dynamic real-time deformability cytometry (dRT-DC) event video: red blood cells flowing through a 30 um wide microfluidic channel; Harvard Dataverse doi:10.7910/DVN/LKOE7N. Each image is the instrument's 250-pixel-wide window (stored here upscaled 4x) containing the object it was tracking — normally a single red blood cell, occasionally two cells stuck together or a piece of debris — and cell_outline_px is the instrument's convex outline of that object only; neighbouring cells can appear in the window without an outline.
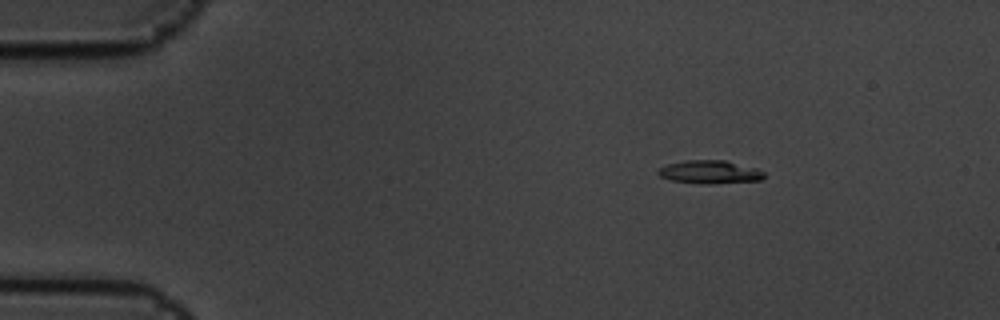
{"species": "common noctule bat (a hibernating species)", "species_latin": "Nyctalus noctula", "temperature_condition": "cold", "stored_images_in_passage": 4, "camera_frame_rate_fps": 3000, "um_per_image_px": 0.085, "animal": {"sex": "male", "body_mass_g": 19.5, "forearm_length_mm": 54.6}, "frame": {"image": 1, "passage_image": 1, "time_ms": 0.0, "image_size_px": [1000, 320], "cell_outline_px": [[764, 176], [760, 180], [712, 184], [704, 184], [672, 180], [660, 176], [656, 172], [660, 168], [668, 164], [688, 160], [724, 160], [756, 168], [764, 172]], "centroid_in_image_um": [60.34, 14.62], "position_along_channel_um": 24.7, "area_um2": 14.16}}
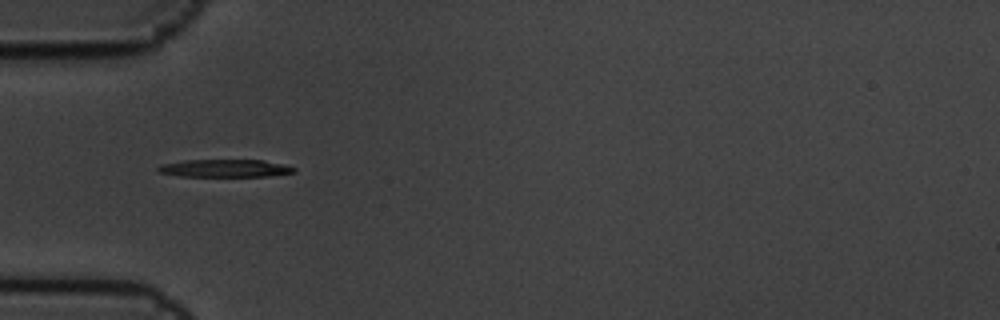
{"frame": {"image": 2, "passage_image": 3, "time_ms": 0.667, "image_size_px": [1000, 320], "cell_outline_px": [[296, 172], [268, 176], [180, 176], [160, 172], [156, 168], [160, 164], [184, 160], [264, 160], [284, 164], [296, 168]], "centroid_in_image_um": [19.14, 14.29], "position_along_channel_um": 65.9, "area_um2": 13.99}}
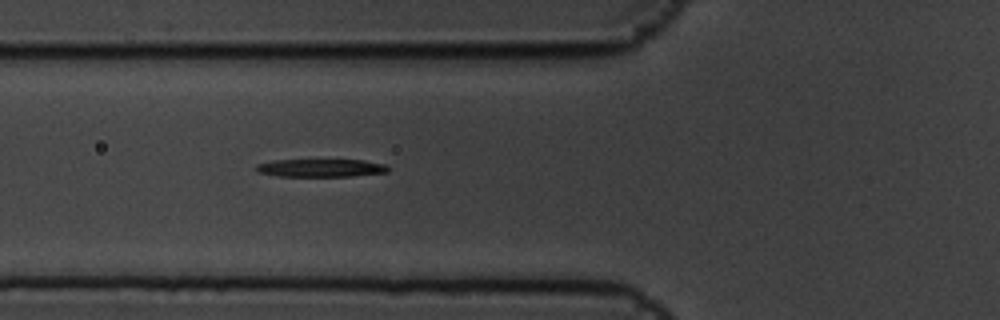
{"frame": {"image": 3, "passage_image": 4, "time_ms": 1.0, "image_size_px": [1000, 320], "cell_outline_px": [[388, 172], [352, 176], [280, 176], [260, 172], [256, 168], [256, 164], [272, 160], [364, 160], [384, 164], [388, 168]], "centroid_in_image_um": [27.28, 14.27], "position_along_channel_um": 98.5, "area_um2": 13.58}}